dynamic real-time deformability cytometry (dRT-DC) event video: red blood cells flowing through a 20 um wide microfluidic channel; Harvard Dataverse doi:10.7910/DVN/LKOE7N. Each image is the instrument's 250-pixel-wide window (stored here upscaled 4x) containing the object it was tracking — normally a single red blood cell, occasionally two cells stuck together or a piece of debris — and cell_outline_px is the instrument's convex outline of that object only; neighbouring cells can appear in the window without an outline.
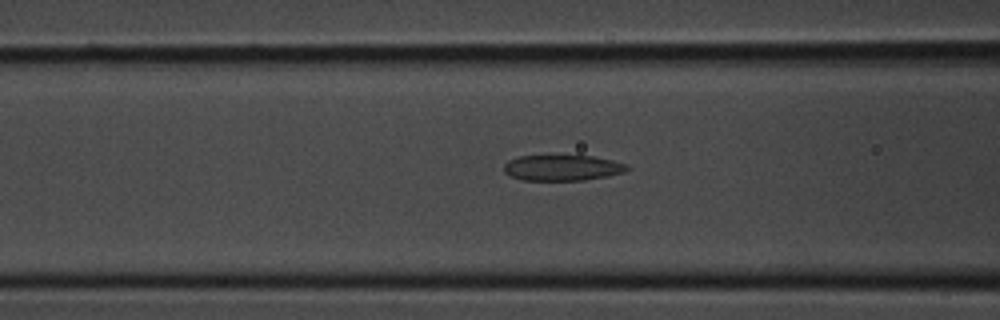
{"species": "common noctule bat (a hibernating species)", "species_latin": "Nyctalus noctula", "temperature_condition": "room temperature", "stored_images_in_passage": 30, "camera_frame_rate_fps": 3000, "um_per_image_px": 0.085, "animal": {"sex": "male", "body_mass_g": 20.1, "forearm_length_mm": 53.5}, "frame": {"image": 1, "passage_image": 14, "time_ms": 4.333, "image_size_px": [1000, 320], "cell_outline_px": [[632, 168], [624, 172], [608, 176], [584, 180], [520, 180], [504, 172], [504, 164], [508, 160], [520, 156], [592, 156], [612, 160], [628, 164]], "centroid_in_image_um": [47.83, 14.26], "position_along_channel_um": 118.8, "area_um2": 18.5}}
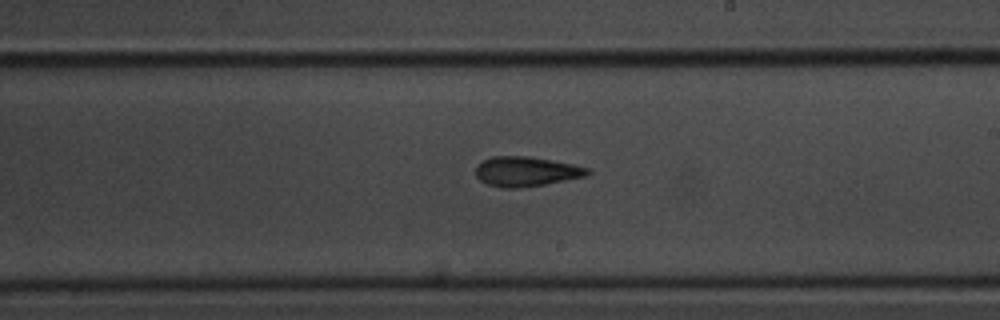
{"frame": {"image": 2, "passage_image": 21, "time_ms": 6.667, "image_size_px": [1000, 320], "cell_outline_px": [[592, 172], [588, 176], [544, 184], [520, 188], [500, 188], [488, 184], [480, 180], [476, 176], [476, 164], [492, 156], [528, 156], [572, 164], [588, 168]], "centroid_in_image_um": [44.71, 14.58], "position_along_channel_um": 244.3, "area_um2": 19.42}}
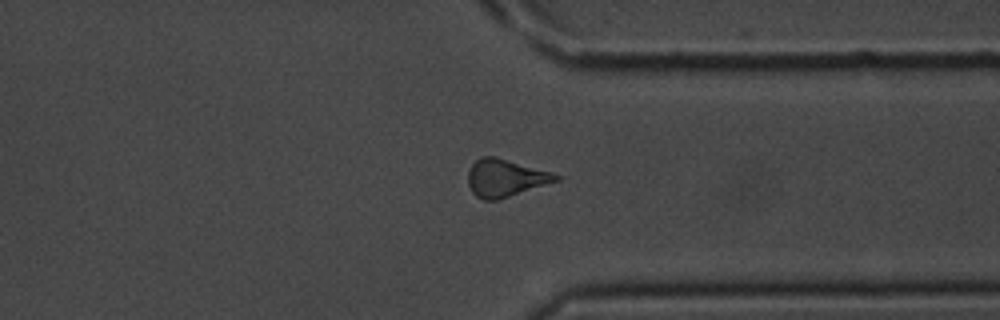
{"frame": {"image": 3, "passage_image": 28, "time_ms": 9.0, "image_size_px": [1000, 320], "cell_outline_px": [[560, 180], [500, 200], [484, 200], [476, 196], [472, 192], [468, 184], [468, 172], [472, 164], [480, 156], [496, 156], [552, 172], [560, 176]], "centroid_in_image_um": [42.95, 15.13], "position_along_channel_um": 368.4, "area_um2": 19.42}}